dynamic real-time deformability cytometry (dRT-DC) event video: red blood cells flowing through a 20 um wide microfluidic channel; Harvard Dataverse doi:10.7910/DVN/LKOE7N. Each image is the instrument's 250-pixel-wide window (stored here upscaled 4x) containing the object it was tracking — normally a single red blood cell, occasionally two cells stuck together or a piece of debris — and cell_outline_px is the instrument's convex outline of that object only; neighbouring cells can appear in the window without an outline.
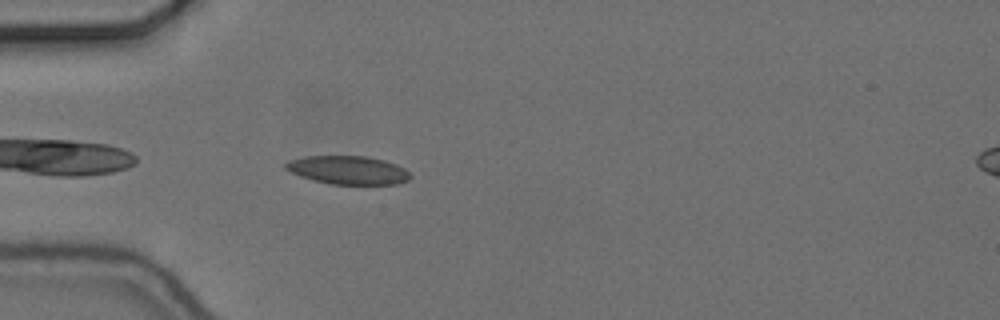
{"species": "common noctule bat (a hibernating species)", "species_latin": "Nyctalus noctula", "temperature_condition": "cold", "stored_images_in_passage": 42, "camera_frame_rate_fps": 3000, "um_per_image_px": 0.085, "animal": {"sex": "female", "body_mass_g": 24.6, "forearm_length_mm": 56.2}, "frame": {"image": 1, "passage_image": 3, "time_ms": 0.667, "image_size_px": [1000, 320], "cell_outline_px": [[412, 176], [408, 180], [396, 184], [328, 184], [300, 176], [284, 168], [284, 164], [288, 160], [308, 156], [368, 156], [384, 160], [396, 164], [404, 168]], "centroid_in_image_um": [29.58, 14.45], "position_along_channel_um": 55.4, "area_um2": 20.63}}
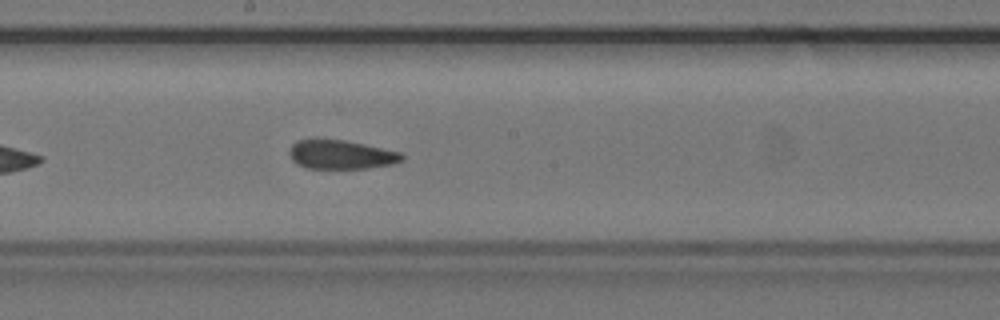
{"frame": {"image": 2, "passage_image": 17, "time_ms": 5.333, "image_size_px": [1000, 320], "cell_outline_px": [[404, 160], [392, 164], [368, 168], [308, 168], [296, 164], [292, 160], [288, 152], [292, 144], [296, 140], [344, 140], [364, 144], [400, 152], [404, 156]], "centroid_in_image_um": [28.98, 13.15], "position_along_channel_um": 219.2, "area_um2": 18.84}}
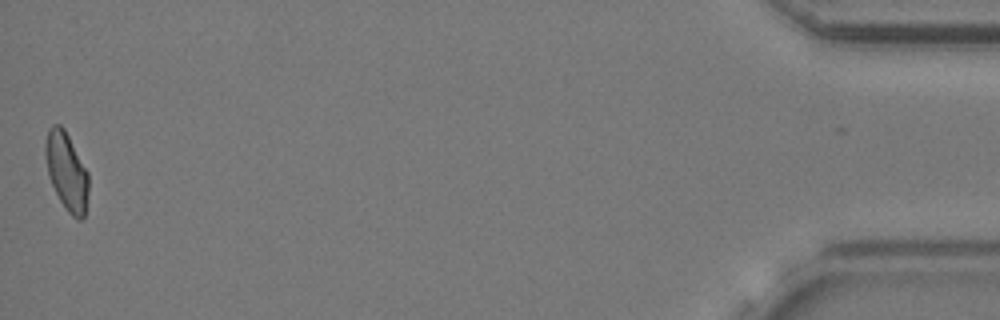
{"frame": {"image": 3, "passage_image": 42, "time_ms": 13.667, "image_size_px": [1000, 320], "cell_outline_px": [[88, 192], [84, 220], [76, 220], [64, 208], [48, 176], [44, 152], [44, 144], [48, 128], [52, 124], [60, 124], [64, 128], [88, 172]], "centroid_in_image_um": [5.65, 14.57], "position_along_channel_um": 429.6, "area_um2": 19.77}, "authors_computed_cell_mechanics": {"area_um2": 19.5942, "velocity_mm_per_s": 3.6711, "shape_relaxation_time_tau1_ms": null, "shape_relaxation_time_tau2_ms": 2.4637, "deformation_change_tau1": null, "deformation_change_tau2": 0.0936}}